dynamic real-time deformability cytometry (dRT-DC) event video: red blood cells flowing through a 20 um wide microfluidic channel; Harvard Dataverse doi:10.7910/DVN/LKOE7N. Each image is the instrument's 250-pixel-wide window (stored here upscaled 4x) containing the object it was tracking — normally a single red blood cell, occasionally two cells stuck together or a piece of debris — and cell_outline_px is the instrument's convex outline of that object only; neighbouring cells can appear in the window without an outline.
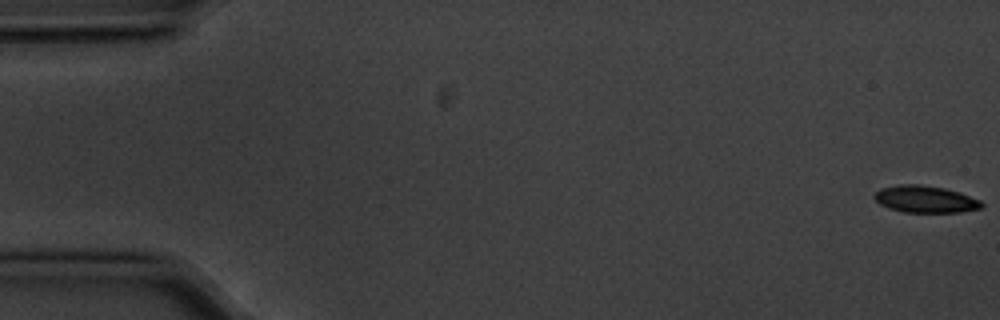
{"species": "common noctule bat (a hibernating species)", "species_latin": "Nyctalus noctula", "temperature_condition": "cold", "stored_images_in_passage": 9, "camera_frame_rate_fps": 3000, "um_per_image_px": 0.085, "animal": {"sex": "male", "body_mass_g": 20.1, "forearm_length_mm": 53.5}, "frame": {"image": 1, "passage_image": 1, "time_ms": 0.0, "image_size_px": [1000, 320], "cell_outline_px": [[984, 204], [980, 208], [960, 212], [904, 212], [888, 208], [880, 204], [876, 200], [876, 192], [880, 188], [900, 184], [920, 184], [944, 188], [960, 192], [980, 200]], "centroid_in_image_um": [78.66, 16.92], "position_along_channel_um": 6.3, "area_um2": 16.76}}